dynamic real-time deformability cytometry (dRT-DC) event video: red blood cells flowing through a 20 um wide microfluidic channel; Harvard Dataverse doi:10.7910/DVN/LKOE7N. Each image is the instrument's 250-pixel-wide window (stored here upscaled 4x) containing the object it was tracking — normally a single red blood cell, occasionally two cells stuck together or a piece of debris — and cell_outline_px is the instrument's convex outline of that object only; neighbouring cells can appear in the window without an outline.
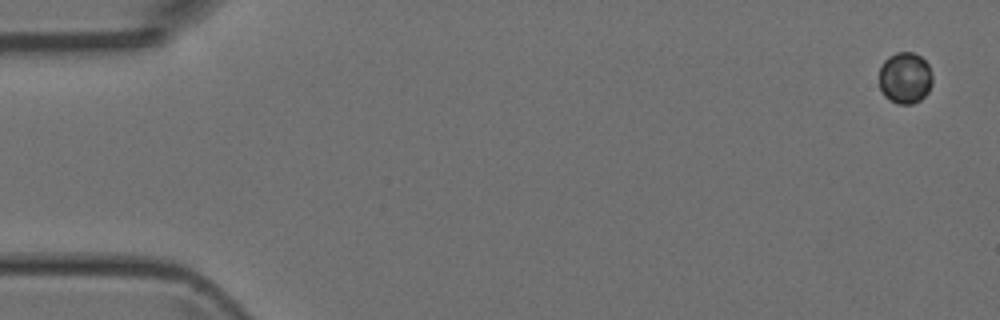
{"species": "Egyptian fruit bat (a non-hibernating species)", "species_latin": "Rousettus aegyptiacus", "temperature_condition": "room temperature", "stored_images_in_passage": 7, "camera_frame_rate_fps": 3000, "um_per_image_px": 0.085, "animal": {"sex": "female"}, "frame": {"image": 1, "passage_image": 1, "time_ms": 0.0, "image_size_px": [1000, 320], "cell_outline_px": [[932, 84], [928, 92], [920, 100], [912, 104], [896, 104], [884, 96], [880, 88], [880, 64], [888, 56], [896, 52], [912, 52], [920, 56], [928, 64], [932, 76]], "centroid_in_image_um": [76.92, 6.62], "position_along_channel_um": 8.1, "area_um2": 16.13}}
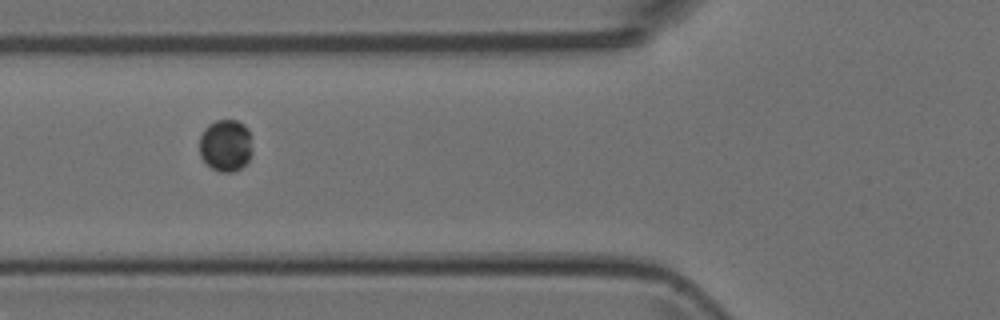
{"frame": {"image": 2, "passage_image": 6, "time_ms": 6.0, "image_size_px": [1000, 320], "cell_outline_px": [[252, 152], [248, 160], [240, 168], [232, 172], [220, 172], [212, 168], [200, 156], [200, 136], [204, 128], [208, 124], [216, 120], [236, 120], [244, 124], [248, 128], [252, 148]], "centroid_in_image_um": [19.18, 12.34], "position_along_channel_um": 106.6, "area_um2": 16.07}}
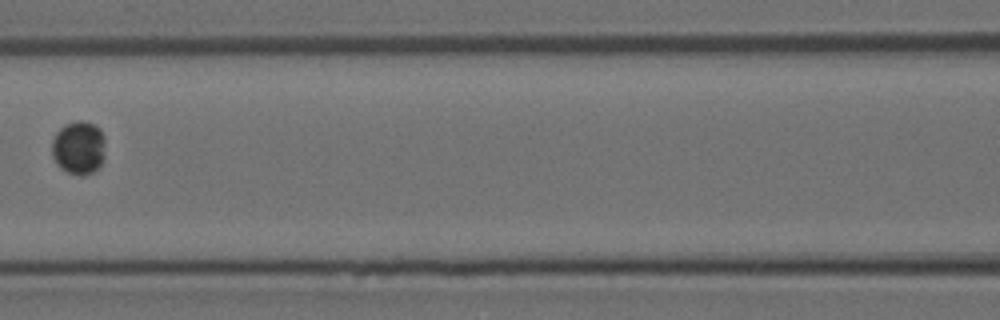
{"frame": {"image": 3, "passage_image": 7, "time_ms": 7.333, "image_size_px": [1000, 320], "cell_outline_px": [[104, 156], [100, 164], [92, 172], [84, 176], [68, 172], [60, 168], [56, 164], [52, 156], [52, 140], [56, 132], [64, 124], [76, 120], [84, 120], [100, 128], [104, 136]], "centroid_in_image_um": [6.67, 12.53], "position_along_channel_um": 159.9, "area_um2": 16.76}}